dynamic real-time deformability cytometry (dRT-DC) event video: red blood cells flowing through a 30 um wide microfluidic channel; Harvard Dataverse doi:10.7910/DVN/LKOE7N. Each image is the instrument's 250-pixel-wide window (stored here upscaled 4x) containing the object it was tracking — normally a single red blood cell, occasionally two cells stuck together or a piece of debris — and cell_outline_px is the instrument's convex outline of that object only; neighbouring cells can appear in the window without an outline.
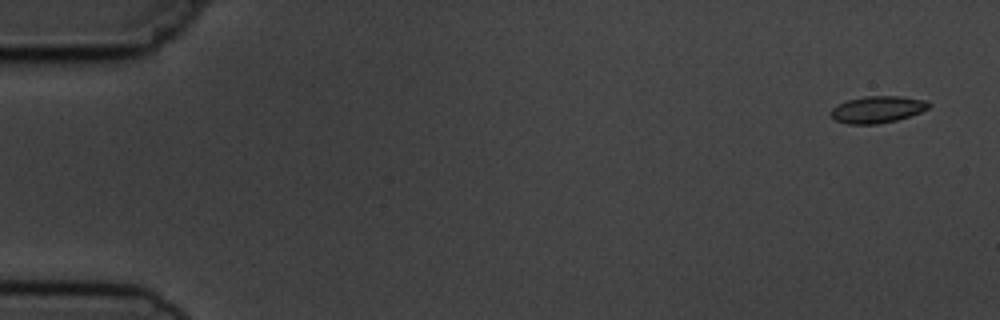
{"species": "common noctule bat (a hibernating species)", "species_latin": "Nyctalus noctula", "temperature_condition": "cold", "stored_images_in_passage": 4, "camera_frame_rate_fps": 3000, "um_per_image_px": 0.085, "animal": {"sex": "male", "body_mass_g": 19.5, "forearm_length_mm": 54.6}, "frame": {"image": 1, "passage_image": 1, "time_ms": 0.0, "image_size_px": [1000, 320], "cell_outline_px": [[932, 104], [928, 108], [920, 112], [896, 120], [876, 124], [848, 124], [836, 120], [828, 112], [832, 108], [848, 100], [864, 96], [900, 96], [924, 100]], "centroid_in_image_um": [74.57, 9.3], "position_along_channel_um": 10.4, "area_um2": 15.14}}